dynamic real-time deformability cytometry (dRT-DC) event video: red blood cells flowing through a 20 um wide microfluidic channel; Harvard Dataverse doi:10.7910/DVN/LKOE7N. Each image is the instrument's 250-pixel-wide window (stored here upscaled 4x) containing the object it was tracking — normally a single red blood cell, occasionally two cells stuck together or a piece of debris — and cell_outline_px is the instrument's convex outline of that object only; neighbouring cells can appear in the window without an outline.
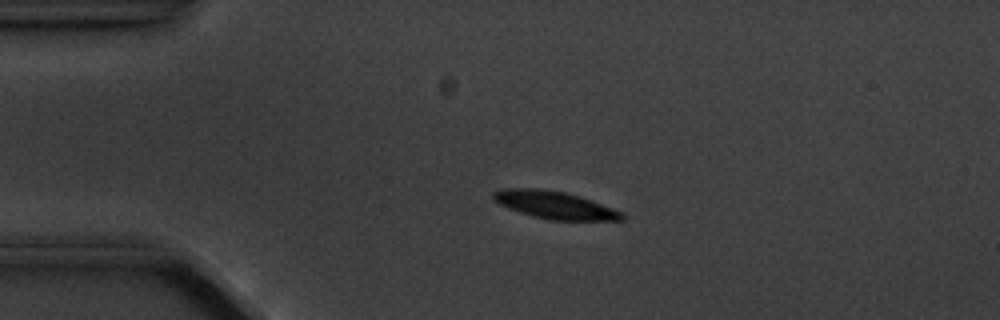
{"species": "common noctule bat (a hibernating species)", "species_latin": "Nyctalus noctula", "temperature_condition": "cold", "stored_images_in_passage": 3, "camera_frame_rate_fps": 3000, "um_per_image_px": 0.085, "animal": {"sex": "male", "body_mass_g": 20.1, "forearm_length_mm": 53.5}, "frame": {"image": 1, "passage_image": 2, "time_ms": 1.333, "image_size_px": [1000, 320], "cell_outline_px": [[624, 220], [552, 220], [532, 216], [508, 208], [492, 200], [492, 192], [500, 188], [544, 188], [564, 192], [592, 200], [624, 212]], "centroid_in_image_um": [47.13, 17.41], "position_along_channel_um": 37.9, "area_um2": 20.81}}